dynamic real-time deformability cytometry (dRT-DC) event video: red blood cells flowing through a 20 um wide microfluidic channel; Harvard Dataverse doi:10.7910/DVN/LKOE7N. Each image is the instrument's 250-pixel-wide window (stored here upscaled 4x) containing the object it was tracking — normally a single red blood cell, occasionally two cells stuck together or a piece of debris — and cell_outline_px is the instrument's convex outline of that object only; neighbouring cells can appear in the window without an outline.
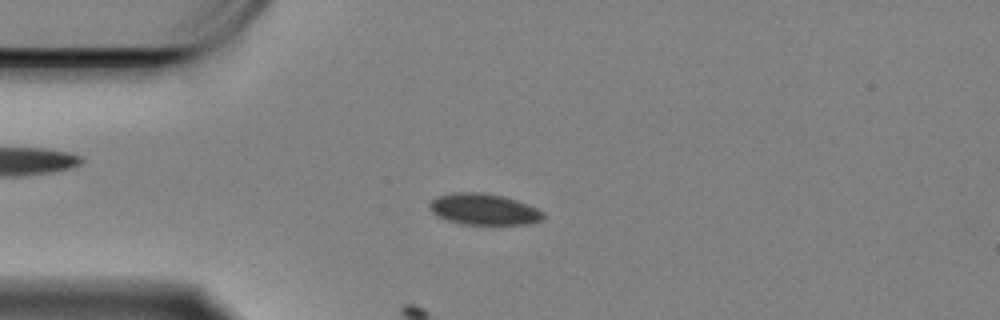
{"species": "Egyptian fruit bat (a non-hibernating species)", "species_latin": "Rousettus aegyptiacus", "temperature_condition": "cold", "stored_images_in_passage": 33, "camera_frame_rate_fps": 3000, "um_per_image_px": 0.085, "animal": {"sex": "female"}, "frame": {"image": 1, "passage_image": 13, "time_ms": 4.0, "image_size_px": [1000, 320], "cell_outline_px": [[544, 216], [540, 220], [528, 224], [460, 224], [436, 216], [428, 208], [428, 204], [436, 196], [456, 192], [476, 192], [504, 196], [516, 200], [536, 208], [544, 212]], "centroid_in_image_um": [41.07, 17.79], "position_along_channel_um": 43.9, "area_um2": 20.63}}